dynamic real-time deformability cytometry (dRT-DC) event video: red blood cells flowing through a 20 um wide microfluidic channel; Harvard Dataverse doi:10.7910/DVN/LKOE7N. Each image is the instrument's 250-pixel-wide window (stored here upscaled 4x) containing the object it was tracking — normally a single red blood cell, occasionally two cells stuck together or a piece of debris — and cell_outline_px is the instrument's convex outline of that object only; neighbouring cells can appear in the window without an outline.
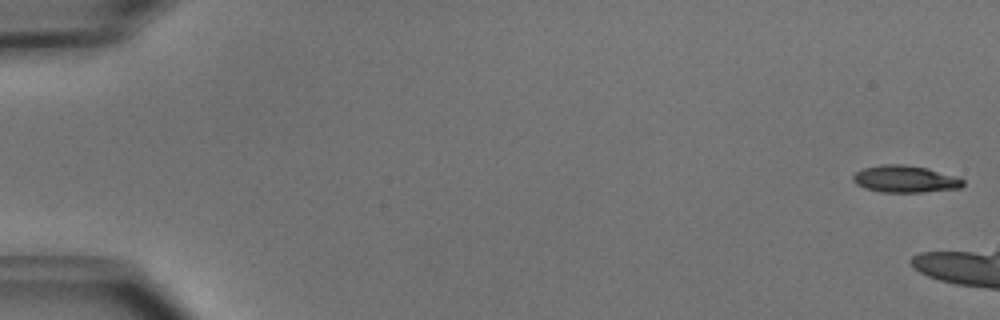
{"species": "common noctule bat (a hibernating species)", "species_latin": "Nyctalus noctula", "temperature_condition": "cold", "stored_images_in_passage": 7, "camera_frame_rate_fps": 3000, "um_per_image_px": 0.085, "animal": {"sex": "male", "body_mass_g": 15.6}, "frame": {"image": 1, "passage_image": 1, "time_ms": 0.0, "image_size_px": [1000, 320], "cell_outline_px": [[964, 184], [960, 188], [920, 192], [880, 192], [864, 188], [856, 184], [852, 180], [852, 176], [856, 172], [864, 168], [880, 164], [904, 164], [928, 168], [960, 176], [964, 180]], "centroid_in_image_um": [76.95, 15.21], "position_along_channel_um": 8.0, "area_um2": 17.57}}